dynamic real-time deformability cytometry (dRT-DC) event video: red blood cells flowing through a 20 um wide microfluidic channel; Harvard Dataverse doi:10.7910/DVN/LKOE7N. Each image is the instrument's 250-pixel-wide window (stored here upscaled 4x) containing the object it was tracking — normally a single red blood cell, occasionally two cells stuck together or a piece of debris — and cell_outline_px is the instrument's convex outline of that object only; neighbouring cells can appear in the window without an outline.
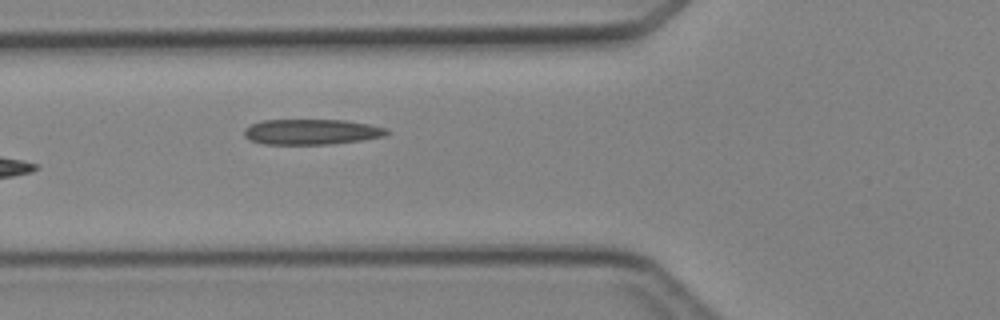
{"species": "Egyptian fruit bat (a non-hibernating species)", "species_latin": "Rousettus aegyptiacus", "temperature_condition": "cold", "stored_images_in_passage": 5, "camera_frame_rate_fps": 3000, "um_per_image_px": 0.085, "animal": {"sex": "female"}, "frame": {"image": 1, "passage_image": 5, "time_ms": 5.667, "image_size_px": [1000, 320], "cell_outline_px": [[392, 132], [384, 136], [360, 140], [328, 144], [264, 144], [248, 140], [244, 136], [244, 128], [252, 124], [264, 120], [344, 120], [368, 124], [388, 128]], "centroid_in_image_um": [26.47, 11.2], "position_along_channel_um": 99.3, "area_um2": 21.15}}